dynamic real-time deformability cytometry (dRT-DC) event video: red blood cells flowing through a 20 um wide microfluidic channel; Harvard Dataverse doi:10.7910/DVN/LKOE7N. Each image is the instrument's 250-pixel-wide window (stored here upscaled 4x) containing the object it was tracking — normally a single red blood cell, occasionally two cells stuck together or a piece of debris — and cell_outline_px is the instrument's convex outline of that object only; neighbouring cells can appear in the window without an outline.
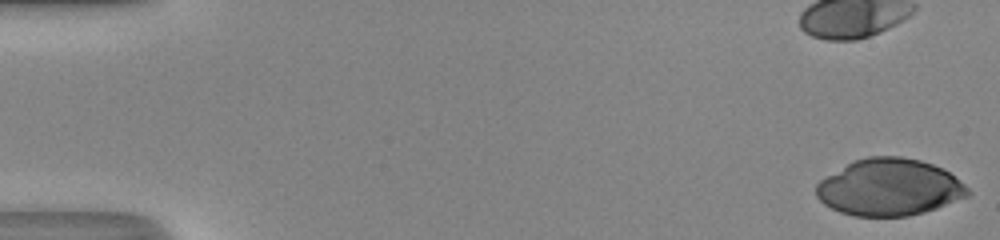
{"species": "human", "species_latin": "Homo sapiens", "temperature_condition": "room temperature", "stored_images_in_passage": 19, "camera_frame_rate_fps": 3000, "um_per_image_px": 0.085, "donor": {"sex": "male"}, "frame": {"image": 1, "passage_image": 1, "time_ms": 0.0, "image_size_px": [1000, 240], "cell_outline_px": [[968, 196], [936, 208], [924, 212], [908, 216], [856, 216], [840, 212], [824, 204], [816, 196], [816, 184], [820, 180], [852, 160], [868, 156], [900, 156], [920, 160], [932, 164], [948, 172], [964, 184], [968, 188]], "centroid_in_image_um": [75.55, 15.91], "position_along_channel_um": 9.4, "area_um2": 50.0}}